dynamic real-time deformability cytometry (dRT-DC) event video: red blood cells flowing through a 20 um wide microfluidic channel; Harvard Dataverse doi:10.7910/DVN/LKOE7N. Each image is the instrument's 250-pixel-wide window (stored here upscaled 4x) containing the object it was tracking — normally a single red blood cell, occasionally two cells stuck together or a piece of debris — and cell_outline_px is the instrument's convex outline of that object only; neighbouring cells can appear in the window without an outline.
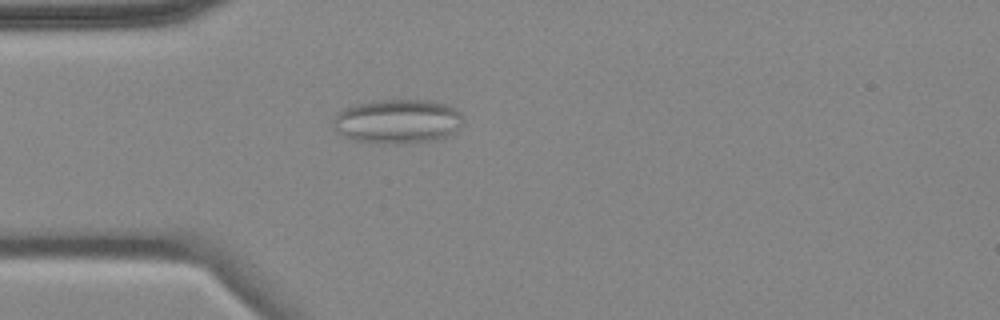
{"species": "common noctule bat (a hibernating species)", "species_latin": "Nyctalus noctula", "temperature_condition": "cold", "stored_images_in_passage": 2, "camera_frame_rate_fps": 3000, "um_per_image_px": 0.085, "animal": {"sex": "female", "body_mass_g": 18.4}, "frame": {"image": 1, "passage_image": 2, "time_ms": 1.0, "image_size_px": [1000, 320], "cell_outline_px": [[464, 124], [456, 132], [448, 136], [436, 140], [400, 144], [392, 144], [352, 140], [340, 136], [336, 132], [332, 124], [336, 112], [344, 108], [356, 104], [376, 100], [428, 100], [444, 104], [460, 112], [464, 120]], "centroid_in_image_um": [33.78, 10.33], "position_along_channel_um": 51.2, "area_um2": 34.04}}